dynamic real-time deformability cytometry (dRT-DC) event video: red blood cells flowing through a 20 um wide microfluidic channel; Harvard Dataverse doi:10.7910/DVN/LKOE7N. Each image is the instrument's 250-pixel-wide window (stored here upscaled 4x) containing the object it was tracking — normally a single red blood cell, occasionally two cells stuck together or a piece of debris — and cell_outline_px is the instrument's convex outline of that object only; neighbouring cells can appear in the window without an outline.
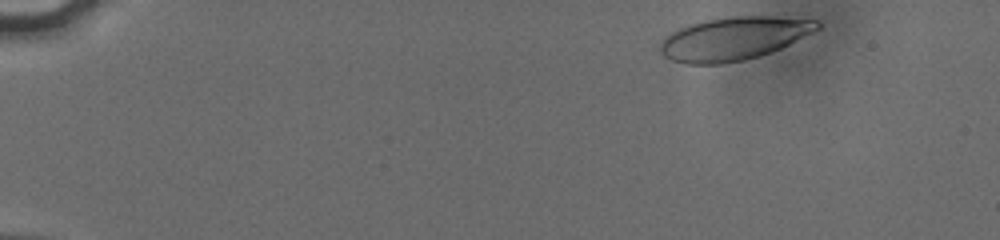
{"species": "human", "species_latin": "Homo sapiens", "temperature_condition": "cold", "stored_images_in_passage": 49, "camera_frame_rate_fps": 3000, "um_per_image_px": 0.085, "donor": {"sex": "male"}, "frame": {"image": 1, "passage_image": 1, "time_ms": 0.0, "image_size_px": [1000, 240], "cell_outline_px": [[820, 28], [780, 48], [760, 56], [744, 60], [724, 64], [684, 64], [672, 60], [664, 56], [660, 52], [660, 44], [664, 36], [688, 24], [704, 20], [732, 16], [772, 16], [816, 20], [820, 24]], "centroid_in_image_um": [62.32, 3.28], "position_along_channel_um": 22.7, "area_um2": 39.42}}
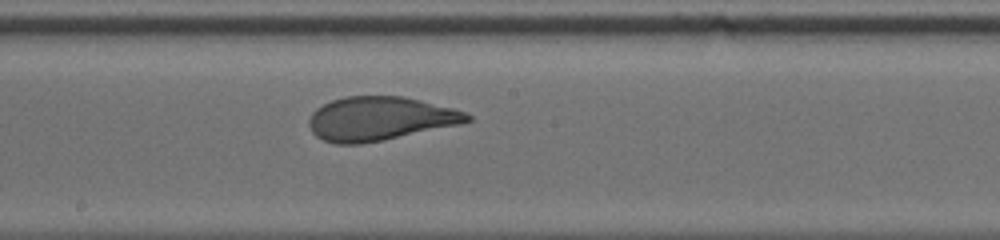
{"frame": {"image": 2, "passage_image": 26, "time_ms": 8.333, "image_size_px": [1000, 240], "cell_outline_px": [[472, 120], [460, 124], [384, 140], [360, 144], [336, 144], [324, 140], [316, 136], [312, 132], [308, 124], [308, 120], [312, 112], [316, 108], [332, 100], [344, 96], [404, 96], [452, 108], [464, 112], [472, 116]], "centroid_in_image_um": [32.26, 10.09], "position_along_channel_um": 215.9, "area_um2": 40.34}}
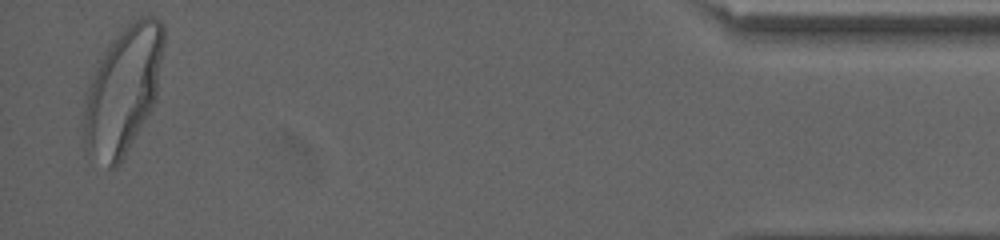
{"frame": {"image": 3, "passage_image": 48, "time_ms": 15.667, "image_size_px": [1000, 240], "cell_outline_px": [[164, 44], [156, 96], [152, 108], [120, 164], [116, 168], [108, 168], [88, 156], [84, 144], [80, 124], [80, 116], [84, 92], [96, 60], [112, 40], [132, 20], [140, 16], [152, 16], [160, 20], [164, 24]], "centroid_in_image_um": [10.37, 7.7], "position_along_channel_um": 424.8, "area_um2": 60.75}, "authors_computed_cell_mechanics": {"area_um2": 40.6912, "velocity_mm_per_s": 3.8013, "shape_relaxation_time_tau1_ms": 4.5105, "shape_relaxation_time_tau2_ms": null, "deformation_change_tau1": 0.1668, "deformation_change_tau2": null}}